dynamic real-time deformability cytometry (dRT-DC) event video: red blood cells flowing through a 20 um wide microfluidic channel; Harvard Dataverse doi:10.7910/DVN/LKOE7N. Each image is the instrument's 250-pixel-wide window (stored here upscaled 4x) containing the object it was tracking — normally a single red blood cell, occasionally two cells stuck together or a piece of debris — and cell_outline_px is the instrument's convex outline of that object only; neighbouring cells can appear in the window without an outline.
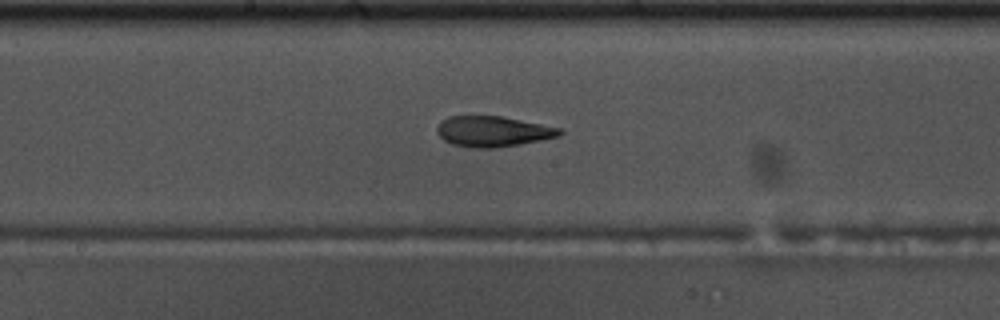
{"species": "common noctule bat (a hibernating species)", "species_latin": "Nyctalus noctula", "temperature_condition": "warm", "stored_images_in_passage": 55, "camera_frame_rate_fps": 3000, "um_per_image_px": 0.085, "animal": {"sex": "male", "body_mass_g": 17.5, "forearm_length_mm": 52.3}, "frame": {"image": 1, "passage_image": 29, "time_ms": 9.333, "image_size_px": [1000, 320], "cell_outline_px": [[564, 132], [560, 136], [540, 140], [492, 148], [476, 148], [452, 144], [444, 140], [436, 132], [436, 128], [448, 116], [500, 116], [560, 128]], "centroid_in_image_um": [41.88, 11.17], "position_along_channel_um": 206.3, "area_um2": 21.44}}
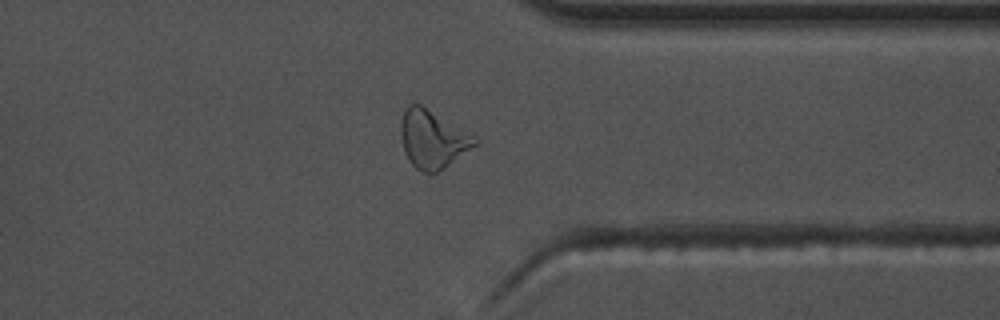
{"frame": {"image": 2, "passage_image": 43, "time_ms": 14.0, "image_size_px": [1000, 320], "cell_outline_px": [[480, 144], [436, 172], [424, 172], [416, 168], [408, 160], [404, 152], [400, 136], [400, 124], [404, 112], [408, 104], [420, 104], [480, 140]], "centroid_in_image_um": [36.76, 11.84], "position_along_channel_um": 374.6, "area_um2": 24.68}}
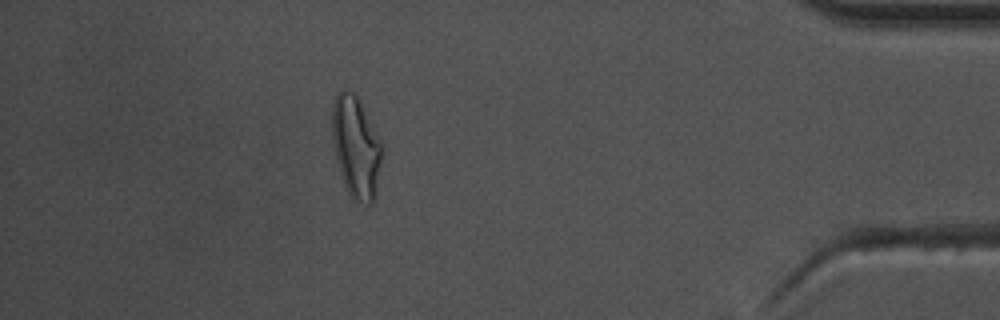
{"frame": {"image": 3, "passage_image": 49, "time_ms": 16.0, "image_size_px": [1000, 320], "cell_outline_px": [[380, 160], [376, 196], [372, 204], [368, 204], [356, 200], [348, 192], [344, 184], [336, 160], [332, 136], [332, 104], [336, 96], [340, 92], [352, 92], [360, 100], [380, 140]], "centroid_in_image_um": [30.24, 12.52], "position_along_channel_um": 405.0, "area_um2": 28.84}, "authors_computed_cell_mechanics": {"area_um2": 22.3108, "velocity_mm_per_s": 3.6846, "shape_relaxation_time_tau1_ms": null, "shape_relaxation_time_tau2_ms": 2.5904, "deformation_change_tau1": null, "deformation_change_tau2": 0.1135}}